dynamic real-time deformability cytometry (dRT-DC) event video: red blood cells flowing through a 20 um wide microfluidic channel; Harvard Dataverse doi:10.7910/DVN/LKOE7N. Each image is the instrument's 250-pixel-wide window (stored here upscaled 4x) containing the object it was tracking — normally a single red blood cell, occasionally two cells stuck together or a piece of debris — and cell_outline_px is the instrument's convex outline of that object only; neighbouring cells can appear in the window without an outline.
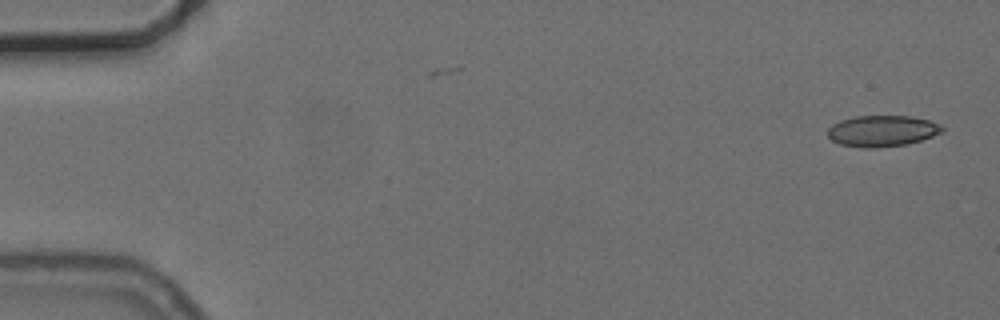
{"species": "common noctule bat (a hibernating species)", "species_latin": "Nyctalus noctula", "temperature_condition": "cold", "stored_images_in_passage": 6, "camera_frame_rate_fps": 3000, "um_per_image_px": 0.085, "animal": {"sex": "female", "body_mass_g": 24.6, "forearm_length_mm": 56.2}, "frame": {"image": 1, "passage_image": 1, "time_ms": 0.0, "image_size_px": [1000, 320], "cell_outline_px": [[944, 132], [920, 140], [904, 144], [876, 148], [860, 148], [840, 144], [832, 140], [828, 136], [828, 128], [832, 124], [840, 120], [856, 116], [912, 116], [928, 120], [940, 124], [944, 128]], "centroid_in_image_um": [74.97, 11.13], "position_along_channel_um": 10.0, "area_um2": 20.81}}
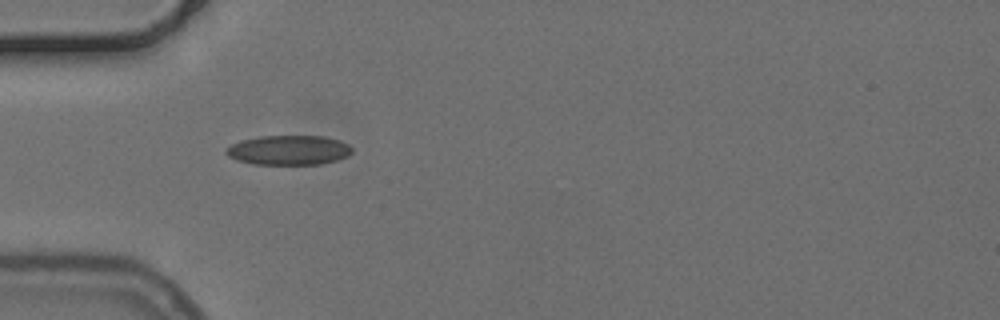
{"frame": {"image": 2, "passage_image": 5, "time_ms": 5.0, "image_size_px": [1000, 320], "cell_outline_px": [[352, 152], [348, 156], [336, 160], [320, 164], [252, 164], [236, 160], [228, 156], [224, 152], [224, 148], [240, 140], [260, 136], [324, 136], [340, 140], [348, 144], [352, 148]], "centroid_in_image_um": [24.51, 12.76], "position_along_channel_um": 60.5, "area_um2": 21.91}}
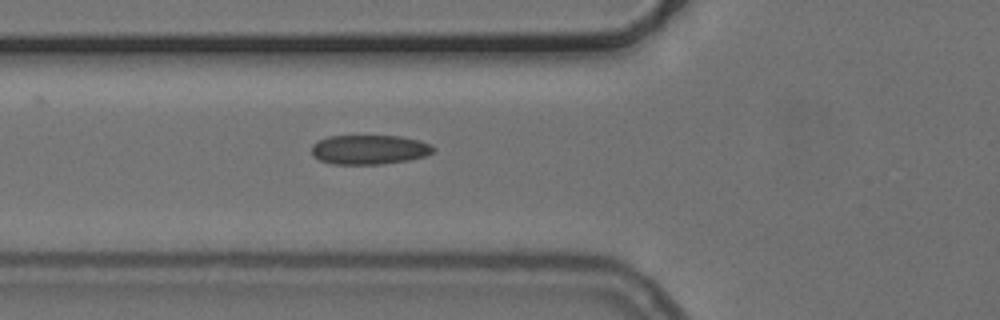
{"frame": {"image": 3, "passage_image": 6, "time_ms": 6.0, "image_size_px": [1000, 320], "cell_outline_px": [[436, 148], [432, 152], [424, 156], [408, 160], [380, 164], [332, 164], [320, 160], [312, 156], [312, 144], [328, 136], [400, 136], [420, 140], [432, 144]], "centroid_in_image_um": [31.4, 12.71], "position_along_channel_um": 94.4, "area_um2": 20.92}}